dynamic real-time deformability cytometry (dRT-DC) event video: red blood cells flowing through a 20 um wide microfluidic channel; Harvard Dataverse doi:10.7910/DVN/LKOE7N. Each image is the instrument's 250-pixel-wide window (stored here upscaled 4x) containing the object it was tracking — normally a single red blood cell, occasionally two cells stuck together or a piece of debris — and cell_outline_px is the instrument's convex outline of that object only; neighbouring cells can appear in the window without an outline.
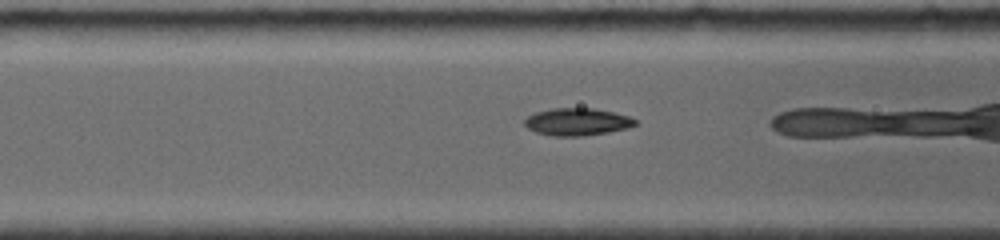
{"species": "common noctule bat (a hibernating species)", "species_latin": "Nyctalus noctula", "temperature_condition": "room temperature", "stored_images_in_passage": 28, "camera_frame_rate_fps": 4000, "um_per_image_px": 0.085, "animal": {"sex": "female", "body_mass_g": 19.0, "forearm_length_mm": 56.7}, "frame": {"image": 1, "passage_image": 3, "time_ms": 1.25, "image_size_px": [1000, 240], "cell_outline_px": [[636, 124], [628, 128], [608, 132], [580, 136], [552, 136], [536, 132], [528, 128], [524, 124], [524, 120], [528, 116], [536, 112], [552, 108], [596, 108], [628, 116], [636, 120]], "centroid_in_image_um": [49.04, 10.35], "position_along_channel_um": 117.6, "area_um2": 17.57}}
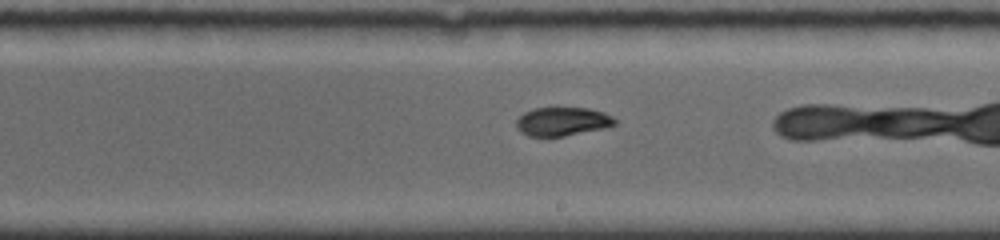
{"frame": {"image": 2, "passage_image": 9, "time_ms": 4.5, "image_size_px": [1000, 240], "cell_outline_px": [[616, 124], [608, 128], [564, 136], [528, 136], [520, 132], [516, 128], [516, 120], [524, 112], [532, 108], [556, 104], [588, 108], [604, 112], [612, 116], [616, 120]], "centroid_in_image_um": [47.8, 10.27], "position_along_channel_um": 241.2, "area_um2": 17.46}}
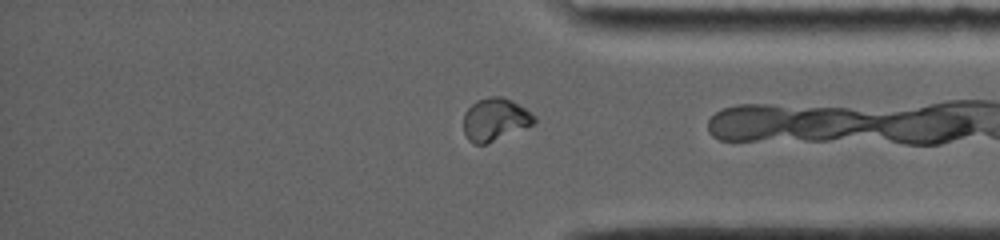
{"frame": {"image": 3, "passage_image": 20, "time_ms": 8.5, "image_size_px": [1000, 240], "cell_outline_px": [[536, 120], [532, 124], [488, 144], [476, 144], [468, 140], [464, 132], [464, 112], [476, 100], [492, 96], [504, 96], [512, 100], [536, 116]], "centroid_in_image_um": [42.06, 10.15], "position_along_channel_um": 393.1, "area_um2": 17.51}}